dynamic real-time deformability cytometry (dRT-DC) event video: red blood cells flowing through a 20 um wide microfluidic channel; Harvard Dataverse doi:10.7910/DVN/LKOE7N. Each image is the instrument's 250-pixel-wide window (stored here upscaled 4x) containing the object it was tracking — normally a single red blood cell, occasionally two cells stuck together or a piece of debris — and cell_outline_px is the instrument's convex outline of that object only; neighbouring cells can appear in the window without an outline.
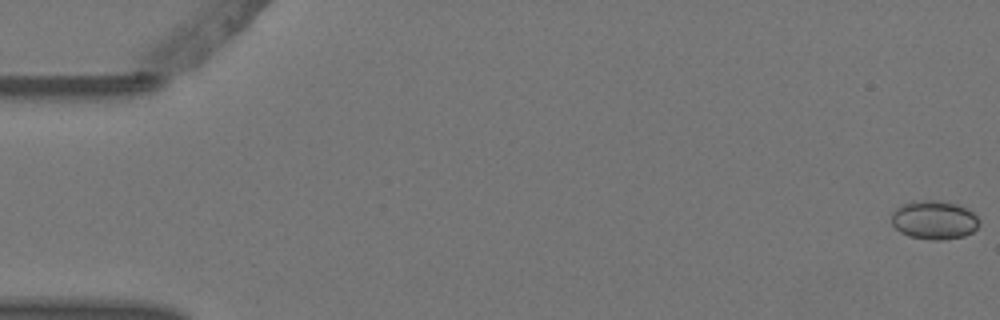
{"species": "Egyptian fruit bat (a non-hibernating species)", "species_latin": "Rousettus aegyptiacus", "temperature_condition": "warm", "stored_images_in_passage": 6, "camera_frame_rate_fps": 3000, "um_per_image_px": 0.085, "animal": {"sex": "female"}, "frame": {"image": 1, "passage_image": 1, "time_ms": 0.0, "image_size_px": [1000, 320], "cell_outline_px": [[980, 224], [972, 232], [964, 236], [940, 240], [932, 240], [908, 236], [900, 232], [892, 224], [892, 212], [896, 208], [912, 200], [940, 200], [956, 204], [968, 208], [980, 220]], "centroid_in_image_um": [79.41, 18.69], "position_along_channel_um": 5.6, "area_um2": 19.94}}
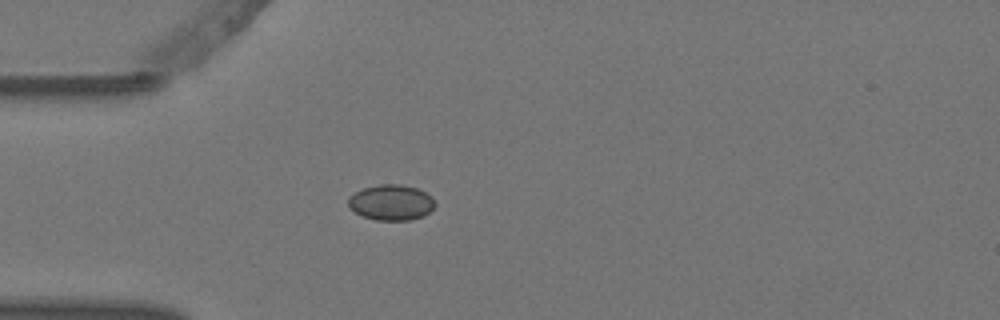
{"frame": {"image": 2, "passage_image": 5, "time_ms": 1.333, "image_size_px": [1000, 320], "cell_outline_px": [[436, 204], [424, 216], [408, 220], [376, 220], [364, 216], [348, 208], [348, 196], [364, 188], [380, 184], [400, 184], [416, 188], [432, 196]], "centroid_in_image_um": [33.24, 17.21], "position_along_channel_um": 51.8, "area_um2": 17.92}}